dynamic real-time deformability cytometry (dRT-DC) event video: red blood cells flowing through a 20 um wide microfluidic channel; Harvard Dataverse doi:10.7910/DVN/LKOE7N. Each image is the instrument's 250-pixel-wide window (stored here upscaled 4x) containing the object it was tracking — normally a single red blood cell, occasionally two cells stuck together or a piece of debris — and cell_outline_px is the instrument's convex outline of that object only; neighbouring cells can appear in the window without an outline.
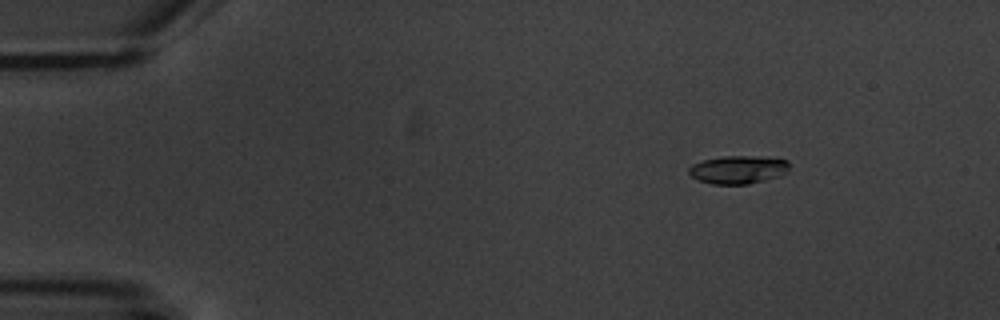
{"species": "common noctule bat (a hibernating species)", "species_latin": "Nyctalus noctula", "temperature_condition": "warm", "stored_images_in_passage": 4, "camera_frame_rate_fps": 3000, "um_per_image_px": 0.085, "animal": {"sex": "male", "body_mass_g": 20.1, "forearm_length_mm": 53.5}, "frame": {"image": 1, "passage_image": 1, "time_ms": 0.0, "image_size_px": [1000, 320], "cell_outline_px": [[788, 172], [780, 176], [748, 184], [712, 184], [700, 180], [692, 176], [688, 172], [688, 168], [692, 164], [704, 160], [720, 156], [764, 156], [788, 160]], "centroid_in_image_um": [62.76, 14.41], "position_along_channel_um": 22.2, "area_um2": 16.53}}
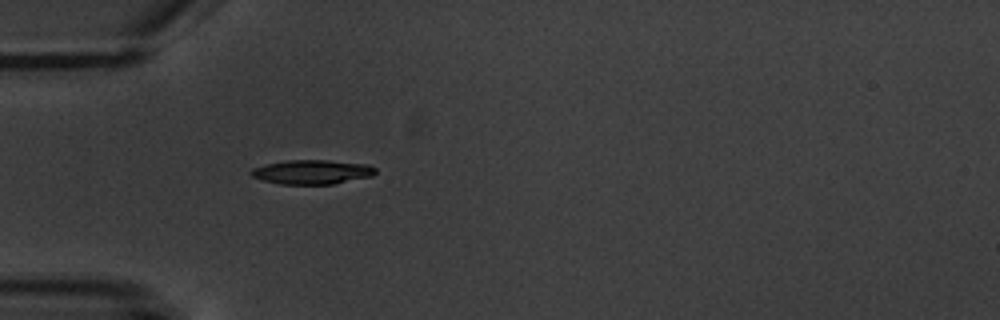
{"frame": {"image": 2, "passage_image": 4, "time_ms": 3.333, "image_size_px": [1000, 320], "cell_outline_px": [[376, 172], [372, 176], [332, 184], [280, 184], [264, 180], [252, 176], [248, 172], [252, 168], [268, 164], [288, 160], [328, 160], [368, 164], [376, 168]], "centroid_in_image_um": [26.54, 14.61], "position_along_channel_um": 58.5, "area_um2": 17.51}}